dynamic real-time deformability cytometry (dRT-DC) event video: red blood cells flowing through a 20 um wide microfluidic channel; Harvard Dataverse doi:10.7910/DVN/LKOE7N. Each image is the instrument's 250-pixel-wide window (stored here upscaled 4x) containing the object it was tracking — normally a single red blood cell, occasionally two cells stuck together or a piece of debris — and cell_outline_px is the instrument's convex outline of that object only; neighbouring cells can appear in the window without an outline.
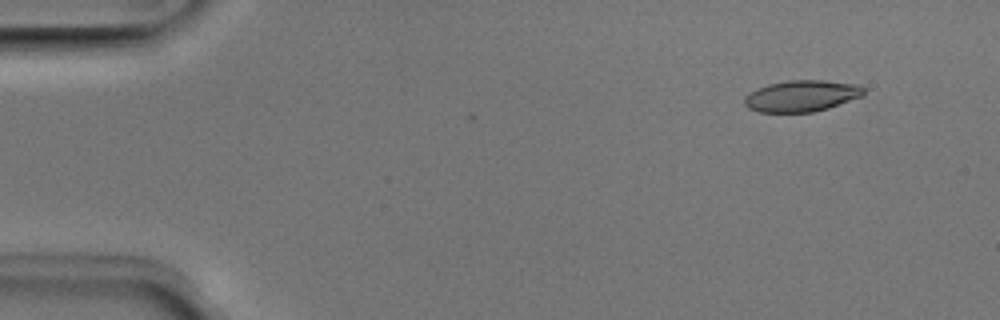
{"species": "Egyptian fruit bat (a non-hibernating species)", "species_latin": "Rousettus aegyptiacus", "temperature_condition": "room temperature", "stored_images_in_passage": 6, "segment_of_instrument_passage": [1, 2], "camera_frame_rate_fps": 3000, "um_per_image_px": 0.085, "animal": {"sex": "male"}, "frame": {"image": 1, "passage_image": 2, "time_ms": 0.333, "image_size_px": [1000, 320], "cell_outline_px": [[864, 96], [828, 108], [812, 112], [760, 112], [748, 108], [744, 104], [744, 96], [756, 88], [768, 84], [788, 80], [824, 80], [860, 84], [864, 88]], "centroid_in_image_um": [68.15, 8.14], "position_along_channel_um": 16.9, "area_um2": 22.02}}